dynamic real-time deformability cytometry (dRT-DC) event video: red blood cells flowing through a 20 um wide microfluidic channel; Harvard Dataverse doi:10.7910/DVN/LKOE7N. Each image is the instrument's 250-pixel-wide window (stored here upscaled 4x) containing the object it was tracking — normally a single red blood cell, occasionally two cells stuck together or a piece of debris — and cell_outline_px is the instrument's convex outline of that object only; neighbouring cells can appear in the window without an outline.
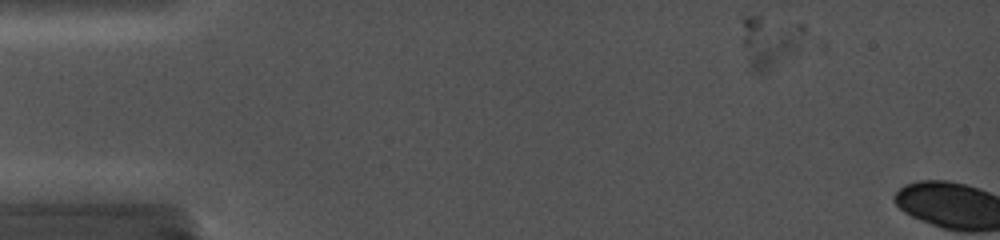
{"species": "common noctule bat (a hibernating species)", "species_latin": "Nyctalus noctula", "temperature_condition": "cold", "stored_images_in_passage": 2, "camera_frame_rate_fps": 5000, "um_per_image_px": 0.085, "animal": {"sex": "female", "body_mass_g": 19.0, "forearm_length_mm": 56.7}, "frame": {"image": 1, "passage_image": 1, "time_ms": 0.0, "image_size_px": [1000, 240], "cell_outline_px": [[804, 32], [800, 48], [796, 52], [768, 72], [752, 72], [748, 64], [744, 44], [740, 20], [740, 12], [804, 24]], "centroid_in_image_um": [65.39, 3.46], "position_along_channel_um": 19.6, "area_um2": 19.59}}